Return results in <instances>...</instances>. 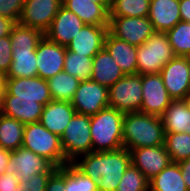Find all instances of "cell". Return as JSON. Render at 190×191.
Segmentation results:
<instances>
[{
  "label": "cell",
  "instance_id": "11",
  "mask_svg": "<svg viewBox=\"0 0 190 191\" xmlns=\"http://www.w3.org/2000/svg\"><path fill=\"white\" fill-rule=\"evenodd\" d=\"M142 97L140 113L158 117L173 101L160 74L142 75Z\"/></svg>",
  "mask_w": 190,
  "mask_h": 191
},
{
  "label": "cell",
  "instance_id": "45",
  "mask_svg": "<svg viewBox=\"0 0 190 191\" xmlns=\"http://www.w3.org/2000/svg\"><path fill=\"white\" fill-rule=\"evenodd\" d=\"M10 152L11 151L5 150L0 147V175L6 172V166L8 165V161L10 158Z\"/></svg>",
  "mask_w": 190,
  "mask_h": 191
},
{
  "label": "cell",
  "instance_id": "21",
  "mask_svg": "<svg viewBox=\"0 0 190 191\" xmlns=\"http://www.w3.org/2000/svg\"><path fill=\"white\" fill-rule=\"evenodd\" d=\"M148 18L156 32H167L181 21L179 0H151Z\"/></svg>",
  "mask_w": 190,
  "mask_h": 191
},
{
  "label": "cell",
  "instance_id": "38",
  "mask_svg": "<svg viewBox=\"0 0 190 191\" xmlns=\"http://www.w3.org/2000/svg\"><path fill=\"white\" fill-rule=\"evenodd\" d=\"M52 173L31 175L30 180L19 182V191H45L47 181Z\"/></svg>",
  "mask_w": 190,
  "mask_h": 191
},
{
  "label": "cell",
  "instance_id": "31",
  "mask_svg": "<svg viewBox=\"0 0 190 191\" xmlns=\"http://www.w3.org/2000/svg\"><path fill=\"white\" fill-rule=\"evenodd\" d=\"M93 57H87L66 49L63 71L80 81L91 79Z\"/></svg>",
  "mask_w": 190,
  "mask_h": 191
},
{
  "label": "cell",
  "instance_id": "48",
  "mask_svg": "<svg viewBox=\"0 0 190 191\" xmlns=\"http://www.w3.org/2000/svg\"><path fill=\"white\" fill-rule=\"evenodd\" d=\"M182 100L185 103L188 110L190 111V91L186 94V96Z\"/></svg>",
  "mask_w": 190,
  "mask_h": 191
},
{
  "label": "cell",
  "instance_id": "5",
  "mask_svg": "<svg viewBox=\"0 0 190 191\" xmlns=\"http://www.w3.org/2000/svg\"><path fill=\"white\" fill-rule=\"evenodd\" d=\"M137 74H160L161 69L175 57L165 32H154L137 47Z\"/></svg>",
  "mask_w": 190,
  "mask_h": 191
},
{
  "label": "cell",
  "instance_id": "3",
  "mask_svg": "<svg viewBox=\"0 0 190 191\" xmlns=\"http://www.w3.org/2000/svg\"><path fill=\"white\" fill-rule=\"evenodd\" d=\"M125 113L112 107L90 116L92 152L113 151L123 148V118Z\"/></svg>",
  "mask_w": 190,
  "mask_h": 191
},
{
  "label": "cell",
  "instance_id": "7",
  "mask_svg": "<svg viewBox=\"0 0 190 191\" xmlns=\"http://www.w3.org/2000/svg\"><path fill=\"white\" fill-rule=\"evenodd\" d=\"M142 75H124L108 89V105L123 113L140 112Z\"/></svg>",
  "mask_w": 190,
  "mask_h": 191
},
{
  "label": "cell",
  "instance_id": "33",
  "mask_svg": "<svg viewBox=\"0 0 190 191\" xmlns=\"http://www.w3.org/2000/svg\"><path fill=\"white\" fill-rule=\"evenodd\" d=\"M151 0H112L109 17L148 16Z\"/></svg>",
  "mask_w": 190,
  "mask_h": 191
},
{
  "label": "cell",
  "instance_id": "25",
  "mask_svg": "<svg viewBox=\"0 0 190 191\" xmlns=\"http://www.w3.org/2000/svg\"><path fill=\"white\" fill-rule=\"evenodd\" d=\"M161 119L165 133H190V111L183 100H173Z\"/></svg>",
  "mask_w": 190,
  "mask_h": 191
},
{
  "label": "cell",
  "instance_id": "13",
  "mask_svg": "<svg viewBox=\"0 0 190 191\" xmlns=\"http://www.w3.org/2000/svg\"><path fill=\"white\" fill-rule=\"evenodd\" d=\"M188 57L175 56L160 71L163 83L173 100H182L190 91Z\"/></svg>",
  "mask_w": 190,
  "mask_h": 191
},
{
  "label": "cell",
  "instance_id": "30",
  "mask_svg": "<svg viewBox=\"0 0 190 191\" xmlns=\"http://www.w3.org/2000/svg\"><path fill=\"white\" fill-rule=\"evenodd\" d=\"M12 50H36L44 37L40 30L16 23L9 35Z\"/></svg>",
  "mask_w": 190,
  "mask_h": 191
},
{
  "label": "cell",
  "instance_id": "39",
  "mask_svg": "<svg viewBox=\"0 0 190 191\" xmlns=\"http://www.w3.org/2000/svg\"><path fill=\"white\" fill-rule=\"evenodd\" d=\"M9 36L0 38V73L6 75L12 63V47Z\"/></svg>",
  "mask_w": 190,
  "mask_h": 191
},
{
  "label": "cell",
  "instance_id": "34",
  "mask_svg": "<svg viewBox=\"0 0 190 191\" xmlns=\"http://www.w3.org/2000/svg\"><path fill=\"white\" fill-rule=\"evenodd\" d=\"M175 56H190V22H178L166 32Z\"/></svg>",
  "mask_w": 190,
  "mask_h": 191
},
{
  "label": "cell",
  "instance_id": "8",
  "mask_svg": "<svg viewBox=\"0 0 190 191\" xmlns=\"http://www.w3.org/2000/svg\"><path fill=\"white\" fill-rule=\"evenodd\" d=\"M6 168V173L16 174L19 182L30 180L31 175L53 173L57 169L46 158L23 147L10 152Z\"/></svg>",
  "mask_w": 190,
  "mask_h": 191
},
{
  "label": "cell",
  "instance_id": "26",
  "mask_svg": "<svg viewBox=\"0 0 190 191\" xmlns=\"http://www.w3.org/2000/svg\"><path fill=\"white\" fill-rule=\"evenodd\" d=\"M149 191H189L177 162H171L149 181Z\"/></svg>",
  "mask_w": 190,
  "mask_h": 191
},
{
  "label": "cell",
  "instance_id": "37",
  "mask_svg": "<svg viewBox=\"0 0 190 191\" xmlns=\"http://www.w3.org/2000/svg\"><path fill=\"white\" fill-rule=\"evenodd\" d=\"M25 0H0V16L19 22Z\"/></svg>",
  "mask_w": 190,
  "mask_h": 191
},
{
  "label": "cell",
  "instance_id": "32",
  "mask_svg": "<svg viewBox=\"0 0 190 191\" xmlns=\"http://www.w3.org/2000/svg\"><path fill=\"white\" fill-rule=\"evenodd\" d=\"M164 145L171 162L190 158V133H165Z\"/></svg>",
  "mask_w": 190,
  "mask_h": 191
},
{
  "label": "cell",
  "instance_id": "49",
  "mask_svg": "<svg viewBox=\"0 0 190 191\" xmlns=\"http://www.w3.org/2000/svg\"><path fill=\"white\" fill-rule=\"evenodd\" d=\"M188 68H189V77H190V56L188 57Z\"/></svg>",
  "mask_w": 190,
  "mask_h": 191
},
{
  "label": "cell",
  "instance_id": "19",
  "mask_svg": "<svg viewBox=\"0 0 190 191\" xmlns=\"http://www.w3.org/2000/svg\"><path fill=\"white\" fill-rule=\"evenodd\" d=\"M43 107L36 100L15 99V96L6 92L0 113L23 124L36 123L40 120Z\"/></svg>",
  "mask_w": 190,
  "mask_h": 191
},
{
  "label": "cell",
  "instance_id": "46",
  "mask_svg": "<svg viewBox=\"0 0 190 191\" xmlns=\"http://www.w3.org/2000/svg\"><path fill=\"white\" fill-rule=\"evenodd\" d=\"M6 86H7V77L6 75L0 73V108L3 103V98L6 94Z\"/></svg>",
  "mask_w": 190,
  "mask_h": 191
},
{
  "label": "cell",
  "instance_id": "15",
  "mask_svg": "<svg viewBox=\"0 0 190 191\" xmlns=\"http://www.w3.org/2000/svg\"><path fill=\"white\" fill-rule=\"evenodd\" d=\"M131 163L150 181L166 168L171 159L165 145L141 147L130 150Z\"/></svg>",
  "mask_w": 190,
  "mask_h": 191
},
{
  "label": "cell",
  "instance_id": "14",
  "mask_svg": "<svg viewBox=\"0 0 190 191\" xmlns=\"http://www.w3.org/2000/svg\"><path fill=\"white\" fill-rule=\"evenodd\" d=\"M66 47L51 42L45 36L36 49L38 77L48 80L64 69Z\"/></svg>",
  "mask_w": 190,
  "mask_h": 191
},
{
  "label": "cell",
  "instance_id": "24",
  "mask_svg": "<svg viewBox=\"0 0 190 191\" xmlns=\"http://www.w3.org/2000/svg\"><path fill=\"white\" fill-rule=\"evenodd\" d=\"M92 63L91 80L108 89L124 76L116 60L104 47L93 57Z\"/></svg>",
  "mask_w": 190,
  "mask_h": 191
},
{
  "label": "cell",
  "instance_id": "16",
  "mask_svg": "<svg viewBox=\"0 0 190 191\" xmlns=\"http://www.w3.org/2000/svg\"><path fill=\"white\" fill-rule=\"evenodd\" d=\"M6 92L15 96V99L36 100L43 106L51 102L47 80L41 77L7 78Z\"/></svg>",
  "mask_w": 190,
  "mask_h": 191
},
{
  "label": "cell",
  "instance_id": "28",
  "mask_svg": "<svg viewBox=\"0 0 190 191\" xmlns=\"http://www.w3.org/2000/svg\"><path fill=\"white\" fill-rule=\"evenodd\" d=\"M25 124L0 113V147L14 151L22 147Z\"/></svg>",
  "mask_w": 190,
  "mask_h": 191
},
{
  "label": "cell",
  "instance_id": "42",
  "mask_svg": "<svg viewBox=\"0 0 190 191\" xmlns=\"http://www.w3.org/2000/svg\"><path fill=\"white\" fill-rule=\"evenodd\" d=\"M16 22L8 17L0 16V38L9 36Z\"/></svg>",
  "mask_w": 190,
  "mask_h": 191
},
{
  "label": "cell",
  "instance_id": "12",
  "mask_svg": "<svg viewBox=\"0 0 190 191\" xmlns=\"http://www.w3.org/2000/svg\"><path fill=\"white\" fill-rule=\"evenodd\" d=\"M62 6V0H25L19 24L45 33Z\"/></svg>",
  "mask_w": 190,
  "mask_h": 191
},
{
  "label": "cell",
  "instance_id": "22",
  "mask_svg": "<svg viewBox=\"0 0 190 191\" xmlns=\"http://www.w3.org/2000/svg\"><path fill=\"white\" fill-rule=\"evenodd\" d=\"M104 48L116 60L124 75L137 74V47L114 37L109 31L104 40Z\"/></svg>",
  "mask_w": 190,
  "mask_h": 191
},
{
  "label": "cell",
  "instance_id": "10",
  "mask_svg": "<svg viewBox=\"0 0 190 191\" xmlns=\"http://www.w3.org/2000/svg\"><path fill=\"white\" fill-rule=\"evenodd\" d=\"M76 113L88 116L109 107L108 88L91 79L80 81L71 101Z\"/></svg>",
  "mask_w": 190,
  "mask_h": 191
},
{
  "label": "cell",
  "instance_id": "47",
  "mask_svg": "<svg viewBox=\"0 0 190 191\" xmlns=\"http://www.w3.org/2000/svg\"><path fill=\"white\" fill-rule=\"evenodd\" d=\"M93 2L103 5L108 11H110L112 0H93Z\"/></svg>",
  "mask_w": 190,
  "mask_h": 191
},
{
  "label": "cell",
  "instance_id": "6",
  "mask_svg": "<svg viewBox=\"0 0 190 191\" xmlns=\"http://www.w3.org/2000/svg\"><path fill=\"white\" fill-rule=\"evenodd\" d=\"M60 138L65 158L69 163L92 152L90 116L75 113Z\"/></svg>",
  "mask_w": 190,
  "mask_h": 191
},
{
  "label": "cell",
  "instance_id": "29",
  "mask_svg": "<svg viewBox=\"0 0 190 191\" xmlns=\"http://www.w3.org/2000/svg\"><path fill=\"white\" fill-rule=\"evenodd\" d=\"M47 83L54 101L71 103L80 80L62 71L48 79Z\"/></svg>",
  "mask_w": 190,
  "mask_h": 191
},
{
  "label": "cell",
  "instance_id": "18",
  "mask_svg": "<svg viewBox=\"0 0 190 191\" xmlns=\"http://www.w3.org/2000/svg\"><path fill=\"white\" fill-rule=\"evenodd\" d=\"M108 27L85 24L66 48L77 54L94 57L104 47Z\"/></svg>",
  "mask_w": 190,
  "mask_h": 191
},
{
  "label": "cell",
  "instance_id": "1",
  "mask_svg": "<svg viewBox=\"0 0 190 191\" xmlns=\"http://www.w3.org/2000/svg\"><path fill=\"white\" fill-rule=\"evenodd\" d=\"M82 157L72 163L97 182L98 191H116L124 172L131 164L130 151L124 147L113 151L90 152Z\"/></svg>",
  "mask_w": 190,
  "mask_h": 191
},
{
  "label": "cell",
  "instance_id": "44",
  "mask_svg": "<svg viewBox=\"0 0 190 191\" xmlns=\"http://www.w3.org/2000/svg\"><path fill=\"white\" fill-rule=\"evenodd\" d=\"M180 18L182 22H190V0H179Z\"/></svg>",
  "mask_w": 190,
  "mask_h": 191
},
{
  "label": "cell",
  "instance_id": "4",
  "mask_svg": "<svg viewBox=\"0 0 190 191\" xmlns=\"http://www.w3.org/2000/svg\"><path fill=\"white\" fill-rule=\"evenodd\" d=\"M22 147L46 158L57 168L69 163L62 149L61 138L40 122L25 124Z\"/></svg>",
  "mask_w": 190,
  "mask_h": 191
},
{
  "label": "cell",
  "instance_id": "40",
  "mask_svg": "<svg viewBox=\"0 0 190 191\" xmlns=\"http://www.w3.org/2000/svg\"><path fill=\"white\" fill-rule=\"evenodd\" d=\"M45 191H66L65 169L58 167L49 177Z\"/></svg>",
  "mask_w": 190,
  "mask_h": 191
},
{
  "label": "cell",
  "instance_id": "43",
  "mask_svg": "<svg viewBox=\"0 0 190 191\" xmlns=\"http://www.w3.org/2000/svg\"><path fill=\"white\" fill-rule=\"evenodd\" d=\"M181 169L182 178L185 181L187 189L190 191V158L178 162Z\"/></svg>",
  "mask_w": 190,
  "mask_h": 191
},
{
  "label": "cell",
  "instance_id": "20",
  "mask_svg": "<svg viewBox=\"0 0 190 191\" xmlns=\"http://www.w3.org/2000/svg\"><path fill=\"white\" fill-rule=\"evenodd\" d=\"M75 113L70 102L52 100L43 107L39 122L47 130L61 137Z\"/></svg>",
  "mask_w": 190,
  "mask_h": 191
},
{
  "label": "cell",
  "instance_id": "9",
  "mask_svg": "<svg viewBox=\"0 0 190 191\" xmlns=\"http://www.w3.org/2000/svg\"><path fill=\"white\" fill-rule=\"evenodd\" d=\"M108 31L116 38L139 47L155 32L148 16L109 17Z\"/></svg>",
  "mask_w": 190,
  "mask_h": 191
},
{
  "label": "cell",
  "instance_id": "23",
  "mask_svg": "<svg viewBox=\"0 0 190 191\" xmlns=\"http://www.w3.org/2000/svg\"><path fill=\"white\" fill-rule=\"evenodd\" d=\"M62 6L87 25L109 26V11L93 0H62Z\"/></svg>",
  "mask_w": 190,
  "mask_h": 191
},
{
  "label": "cell",
  "instance_id": "17",
  "mask_svg": "<svg viewBox=\"0 0 190 191\" xmlns=\"http://www.w3.org/2000/svg\"><path fill=\"white\" fill-rule=\"evenodd\" d=\"M84 25L75 13L61 6L44 36L51 42L67 47Z\"/></svg>",
  "mask_w": 190,
  "mask_h": 191
},
{
  "label": "cell",
  "instance_id": "27",
  "mask_svg": "<svg viewBox=\"0 0 190 191\" xmlns=\"http://www.w3.org/2000/svg\"><path fill=\"white\" fill-rule=\"evenodd\" d=\"M36 50H12V63L7 78L38 76Z\"/></svg>",
  "mask_w": 190,
  "mask_h": 191
},
{
  "label": "cell",
  "instance_id": "36",
  "mask_svg": "<svg viewBox=\"0 0 190 191\" xmlns=\"http://www.w3.org/2000/svg\"><path fill=\"white\" fill-rule=\"evenodd\" d=\"M116 191H149V180L131 163L124 172Z\"/></svg>",
  "mask_w": 190,
  "mask_h": 191
},
{
  "label": "cell",
  "instance_id": "41",
  "mask_svg": "<svg viewBox=\"0 0 190 191\" xmlns=\"http://www.w3.org/2000/svg\"><path fill=\"white\" fill-rule=\"evenodd\" d=\"M0 191H19L18 176L6 172L0 175Z\"/></svg>",
  "mask_w": 190,
  "mask_h": 191
},
{
  "label": "cell",
  "instance_id": "35",
  "mask_svg": "<svg viewBox=\"0 0 190 191\" xmlns=\"http://www.w3.org/2000/svg\"><path fill=\"white\" fill-rule=\"evenodd\" d=\"M66 191H98L96 181L81 172L73 163L64 164Z\"/></svg>",
  "mask_w": 190,
  "mask_h": 191
},
{
  "label": "cell",
  "instance_id": "2",
  "mask_svg": "<svg viewBox=\"0 0 190 191\" xmlns=\"http://www.w3.org/2000/svg\"><path fill=\"white\" fill-rule=\"evenodd\" d=\"M123 147L128 151L164 144L165 132L161 117L140 112L125 113Z\"/></svg>",
  "mask_w": 190,
  "mask_h": 191
}]
</instances>
